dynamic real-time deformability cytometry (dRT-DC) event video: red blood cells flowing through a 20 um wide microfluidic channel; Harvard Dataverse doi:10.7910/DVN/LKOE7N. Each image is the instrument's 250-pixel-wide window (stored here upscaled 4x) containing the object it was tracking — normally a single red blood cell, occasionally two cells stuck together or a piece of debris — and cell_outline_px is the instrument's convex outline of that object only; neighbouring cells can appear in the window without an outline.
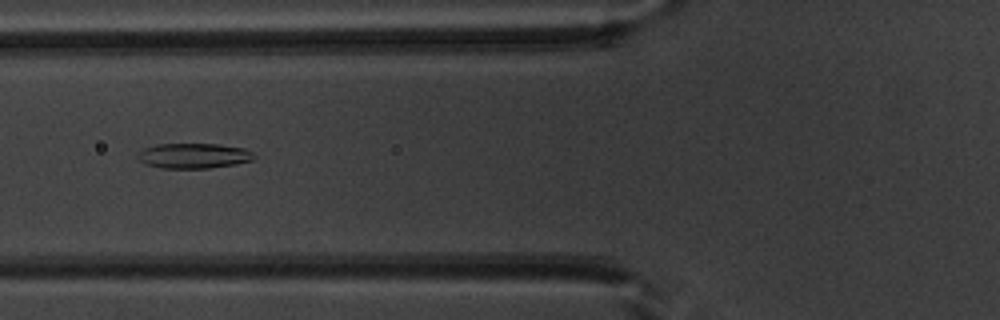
{"species": "common noctule bat (a hibernating species)", "species_latin": "Nyctalus noctula", "temperature_condition": "warm", "stored_images_in_passage": 43, "segment_of_instrument_passage": [1, 2], "camera_frame_rate_fps": 3000, "um_per_image_px": 0.085, "animal": {"sex": "male", "body_mass_g": 20.1, "forearm_length_mm": 53.5}, "frame": {"image": 1, "passage_image": 13, "time_ms": 4.0, "image_size_px": [1000, 320], "cell_outline_px": [[256, 156], [252, 160], [236, 164], [208, 168], [160, 168], [144, 164], [136, 156], [136, 152], [144, 148], [156, 144], [220, 144], [244, 148], [252, 152]], "centroid_in_image_um": [16.43, 13.24], "position_along_channel_um": 109.4, "area_um2": 17.22}}
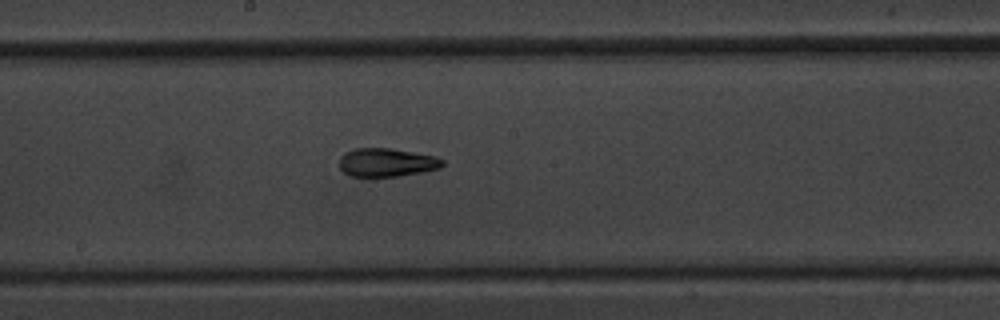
{"frame": {"image": 2, "passage_image": 21, "time_ms": 6.667, "image_size_px": [1000, 320], "cell_outline_px": [[444, 164], [440, 168], [424, 172], [396, 176], [352, 176], [344, 172], [340, 168], [340, 156], [344, 152], [356, 148], [388, 148], [436, 156], [444, 160]], "centroid_in_image_um": [32.88, 13.8], "position_along_channel_um": 215.3, "area_um2": 17.05}}
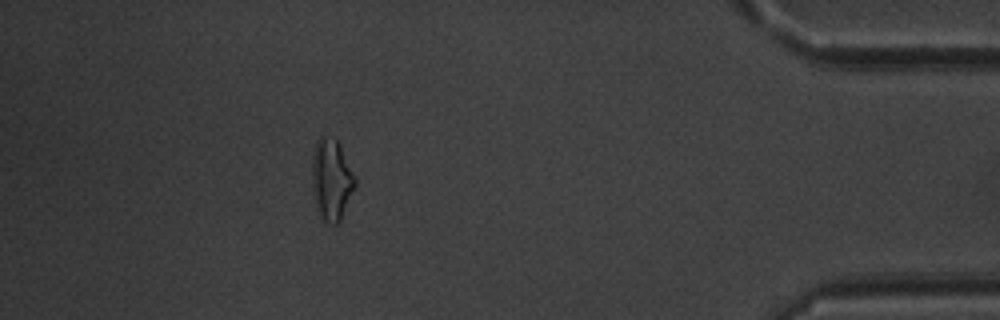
{"frame": {"image": 3, "passage_image": 39, "time_ms": 12.667, "image_size_px": [1000, 320], "cell_outline_px": [[356, 184], [340, 220], [336, 224], [328, 224], [320, 216], [316, 208], [312, 192], [312, 152], [316, 140], [320, 136], [324, 136], [336, 140], [356, 176]], "centroid_in_image_um": [28.15, 15.27], "position_along_channel_um": 407.1, "area_um2": 20.4}}